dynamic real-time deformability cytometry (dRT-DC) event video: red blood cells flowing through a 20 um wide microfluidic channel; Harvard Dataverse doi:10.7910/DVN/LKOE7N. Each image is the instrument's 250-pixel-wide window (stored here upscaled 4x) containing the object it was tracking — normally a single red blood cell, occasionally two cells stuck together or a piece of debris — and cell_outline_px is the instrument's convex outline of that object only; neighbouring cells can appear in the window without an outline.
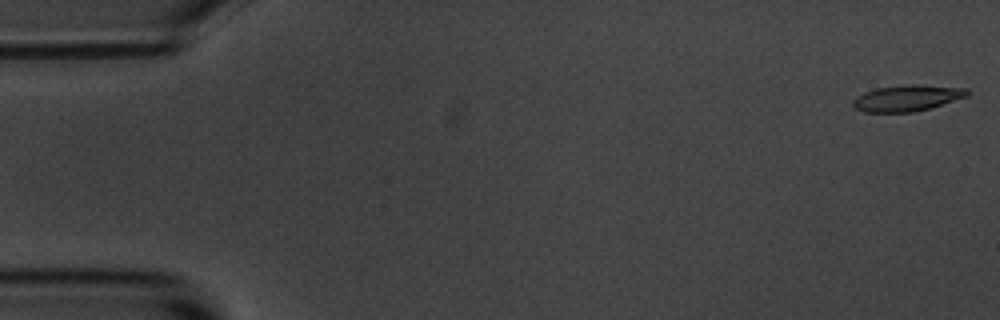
{"species": "common noctule bat (a hibernating species)", "species_latin": "Nyctalus noctula", "temperature_condition": "room temperature", "stored_images_in_passage": 8, "camera_frame_rate_fps": 3000, "um_per_image_px": 0.085, "animal": {"sex": "male", "body_mass_g": 20.1, "forearm_length_mm": 53.5}, "frame": {"image": 1, "passage_image": 1, "time_ms": 0.0, "image_size_px": [1000, 320], "cell_outline_px": [[968, 96], [928, 108], [912, 112], [864, 112], [856, 108], [852, 104], [852, 100], [856, 96], [864, 92], [876, 88], [908, 84], [912, 84], [968, 88]], "centroid_in_image_um": [77.07, 8.33], "position_along_channel_um": 7.9, "area_um2": 17.28}}